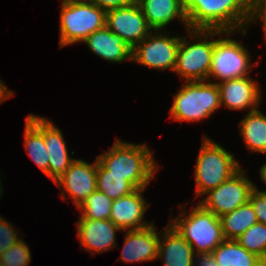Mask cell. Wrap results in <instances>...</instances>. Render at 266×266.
<instances>
[{"label": "cell", "mask_w": 266, "mask_h": 266, "mask_svg": "<svg viewBox=\"0 0 266 266\" xmlns=\"http://www.w3.org/2000/svg\"><path fill=\"white\" fill-rule=\"evenodd\" d=\"M148 25L153 30H164L177 19L188 30L185 2L183 0H136Z\"/></svg>", "instance_id": "19"}, {"label": "cell", "mask_w": 266, "mask_h": 266, "mask_svg": "<svg viewBox=\"0 0 266 266\" xmlns=\"http://www.w3.org/2000/svg\"><path fill=\"white\" fill-rule=\"evenodd\" d=\"M210 255L219 266H255L262 260L236 240H224Z\"/></svg>", "instance_id": "24"}, {"label": "cell", "mask_w": 266, "mask_h": 266, "mask_svg": "<svg viewBox=\"0 0 266 266\" xmlns=\"http://www.w3.org/2000/svg\"><path fill=\"white\" fill-rule=\"evenodd\" d=\"M62 191V199L72 198L78 208L82 202L97 190V158L93 163L75 159L67 171L54 182Z\"/></svg>", "instance_id": "12"}, {"label": "cell", "mask_w": 266, "mask_h": 266, "mask_svg": "<svg viewBox=\"0 0 266 266\" xmlns=\"http://www.w3.org/2000/svg\"><path fill=\"white\" fill-rule=\"evenodd\" d=\"M220 107L219 89L214 81L184 82L174 94L170 117L180 122H198Z\"/></svg>", "instance_id": "6"}, {"label": "cell", "mask_w": 266, "mask_h": 266, "mask_svg": "<svg viewBox=\"0 0 266 266\" xmlns=\"http://www.w3.org/2000/svg\"><path fill=\"white\" fill-rule=\"evenodd\" d=\"M1 180V179H0ZM3 190V187H2V185H1V181H0V197L2 196V191Z\"/></svg>", "instance_id": "37"}, {"label": "cell", "mask_w": 266, "mask_h": 266, "mask_svg": "<svg viewBox=\"0 0 266 266\" xmlns=\"http://www.w3.org/2000/svg\"><path fill=\"white\" fill-rule=\"evenodd\" d=\"M77 237L80 247L87 251L102 253L116 248V231L120 230L110 219L87 220L79 217Z\"/></svg>", "instance_id": "15"}, {"label": "cell", "mask_w": 266, "mask_h": 266, "mask_svg": "<svg viewBox=\"0 0 266 266\" xmlns=\"http://www.w3.org/2000/svg\"><path fill=\"white\" fill-rule=\"evenodd\" d=\"M237 32L241 31L219 30V38L214 39V49L207 81L210 82L211 78L220 82L244 78L249 76L248 73L251 72L253 65L257 66L259 64V61L251 64L252 59L247 48L241 42L231 38V34Z\"/></svg>", "instance_id": "8"}, {"label": "cell", "mask_w": 266, "mask_h": 266, "mask_svg": "<svg viewBox=\"0 0 266 266\" xmlns=\"http://www.w3.org/2000/svg\"><path fill=\"white\" fill-rule=\"evenodd\" d=\"M90 1L106 12L109 10L117 9L122 6L131 5L136 2V0H90Z\"/></svg>", "instance_id": "32"}, {"label": "cell", "mask_w": 266, "mask_h": 266, "mask_svg": "<svg viewBox=\"0 0 266 266\" xmlns=\"http://www.w3.org/2000/svg\"><path fill=\"white\" fill-rule=\"evenodd\" d=\"M253 0H187L185 13L189 29L242 31L247 24Z\"/></svg>", "instance_id": "1"}, {"label": "cell", "mask_w": 266, "mask_h": 266, "mask_svg": "<svg viewBox=\"0 0 266 266\" xmlns=\"http://www.w3.org/2000/svg\"><path fill=\"white\" fill-rule=\"evenodd\" d=\"M31 259L30 247L23 238L0 255L2 266H29Z\"/></svg>", "instance_id": "28"}, {"label": "cell", "mask_w": 266, "mask_h": 266, "mask_svg": "<svg viewBox=\"0 0 266 266\" xmlns=\"http://www.w3.org/2000/svg\"><path fill=\"white\" fill-rule=\"evenodd\" d=\"M97 190L116 200L136 188L123 176L108 175V170L97 160Z\"/></svg>", "instance_id": "25"}, {"label": "cell", "mask_w": 266, "mask_h": 266, "mask_svg": "<svg viewBox=\"0 0 266 266\" xmlns=\"http://www.w3.org/2000/svg\"><path fill=\"white\" fill-rule=\"evenodd\" d=\"M180 41L181 36L153 30L132 49V61L146 68L174 71Z\"/></svg>", "instance_id": "9"}, {"label": "cell", "mask_w": 266, "mask_h": 266, "mask_svg": "<svg viewBox=\"0 0 266 266\" xmlns=\"http://www.w3.org/2000/svg\"><path fill=\"white\" fill-rule=\"evenodd\" d=\"M238 127L250 152L266 154V116L259 109L248 112Z\"/></svg>", "instance_id": "22"}, {"label": "cell", "mask_w": 266, "mask_h": 266, "mask_svg": "<svg viewBox=\"0 0 266 266\" xmlns=\"http://www.w3.org/2000/svg\"><path fill=\"white\" fill-rule=\"evenodd\" d=\"M249 202L254 209L258 222L266 225V190H260L254 184V190L251 192Z\"/></svg>", "instance_id": "30"}, {"label": "cell", "mask_w": 266, "mask_h": 266, "mask_svg": "<svg viewBox=\"0 0 266 266\" xmlns=\"http://www.w3.org/2000/svg\"><path fill=\"white\" fill-rule=\"evenodd\" d=\"M262 20L261 23L264 31V36L266 38V0H253L252 2V11L250 12L249 21L246 29L249 28V25L255 23L256 20Z\"/></svg>", "instance_id": "31"}, {"label": "cell", "mask_w": 266, "mask_h": 266, "mask_svg": "<svg viewBox=\"0 0 266 266\" xmlns=\"http://www.w3.org/2000/svg\"><path fill=\"white\" fill-rule=\"evenodd\" d=\"M153 224L139 229L124 231V245L120 260L125 263H140L157 259L160 232Z\"/></svg>", "instance_id": "16"}, {"label": "cell", "mask_w": 266, "mask_h": 266, "mask_svg": "<svg viewBox=\"0 0 266 266\" xmlns=\"http://www.w3.org/2000/svg\"><path fill=\"white\" fill-rule=\"evenodd\" d=\"M187 32L195 43H190L186 36L181 37L173 72L185 82L207 81L214 38L219 36V30L188 29Z\"/></svg>", "instance_id": "4"}, {"label": "cell", "mask_w": 266, "mask_h": 266, "mask_svg": "<svg viewBox=\"0 0 266 266\" xmlns=\"http://www.w3.org/2000/svg\"><path fill=\"white\" fill-rule=\"evenodd\" d=\"M260 179L266 184V162L265 164L260 168L259 171Z\"/></svg>", "instance_id": "35"}, {"label": "cell", "mask_w": 266, "mask_h": 266, "mask_svg": "<svg viewBox=\"0 0 266 266\" xmlns=\"http://www.w3.org/2000/svg\"><path fill=\"white\" fill-rule=\"evenodd\" d=\"M196 159L195 195L200 198L208 191L217 188L242 167L234 154L205 135Z\"/></svg>", "instance_id": "5"}, {"label": "cell", "mask_w": 266, "mask_h": 266, "mask_svg": "<svg viewBox=\"0 0 266 266\" xmlns=\"http://www.w3.org/2000/svg\"><path fill=\"white\" fill-rule=\"evenodd\" d=\"M257 82L250 76L216 82L221 107L240 111L250 109L249 112L259 109L262 94Z\"/></svg>", "instance_id": "13"}, {"label": "cell", "mask_w": 266, "mask_h": 266, "mask_svg": "<svg viewBox=\"0 0 266 266\" xmlns=\"http://www.w3.org/2000/svg\"><path fill=\"white\" fill-rule=\"evenodd\" d=\"M146 188H138L132 193L113 200L109 219L122 231L144 229L152 222L142 221L149 208L143 197Z\"/></svg>", "instance_id": "14"}, {"label": "cell", "mask_w": 266, "mask_h": 266, "mask_svg": "<svg viewBox=\"0 0 266 266\" xmlns=\"http://www.w3.org/2000/svg\"><path fill=\"white\" fill-rule=\"evenodd\" d=\"M24 146L34 163L48 177V153L42 135V116L29 114L25 120Z\"/></svg>", "instance_id": "21"}, {"label": "cell", "mask_w": 266, "mask_h": 266, "mask_svg": "<svg viewBox=\"0 0 266 266\" xmlns=\"http://www.w3.org/2000/svg\"><path fill=\"white\" fill-rule=\"evenodd\" d=\"M194 266H219V265L214 261L211 255H198L195 258Z\"/></svg>", "instance_id": "33"}, {"label": "cell", "mask_w": 266, "mask_h": 266, "mask_svg": "<svg viewBox=\"0 0 266 266\" xmlns=\"http://www.w3.org/2000/svg\"><path fill=\"white\" fill-rule=\"evenodd\" d=\"M106 27L132 49L153 31L137 2L107 11Z\"/></svg>", "instance_id": "11"}, {"label": "cell", "mask_w": 266, "mask_h": 266, "mask_svg": "<svg viewBox=\"0 0 266 266\" xmlns=\"http://www.w3.org/2000/svg\"><path fill=\"white\" fill-rule=\"evenodd\" d=\"M247 251L266 260V225L257 222L235 239Z\"/></svg>", "instance_id": "27"}, {"label": "cell", "mask_w": 266, "mask_h": 266, "mask_svg": "<svg viewBox=\"0 0 266 266\" xmlns=\"http://www.w3.org/2000/svg\"><path fill=\"white\" fill-rule=\"evenodd\" d=\"M63 132L52 121L42 117V135L48 153V177L55 182L70 167L75 158H70Z\"/></svg>", "instance_id": "17"}, {"label": "cell", "mask_w": 266, "mask_h": 266, "mask_svg": "<svg viewBox=\"0 0 266 266\" xmlns=\"http://www.w3.org/2000/svg\"><path fill=\"white\" fill-rule=\"evenodd\" d=\"M245 174L246 171L240 168L217 188L208 191L207 197L199 204L217 217H221L247 203L254 190V183Z\"/></svg>", "instance_id": "10"}, {"label": "cell", "mask_w": 266, "mask_h": 266, "mask_svg": "<svg viewBox=\"0 0 266 266\" xmlns=\"http://www.w3.org/2000/svg\"><path fill=\"white\" fill-rule=\"evenodd\" d=\"M219 218L225 240L237 239L252 225L258 222L254 209L249 201Z\"/></svg>", "instance_id": "23"}, {"label": "cell", "mask_w": 266, "mask_h": 266, "mask_svg": "<svg viewBox=\"0 0 266 266\" xmlns=\"http://www.w3.org/2000/svg\"><path fill=\"white\" fill-rule=\"evenodd\" d=\"M14 93L13 90L8 89V87L0 80V104L13 97Z\"/></svg>", "instance_id": "34"}, {"label": "cell", "mask_w": 266, "mask_h": 266, "mask_svg": "<svg viewBox=\"0 0 266 266\" xmlns=\"http://www.w3.org/2000/svg\"><path fill=\"white\" fill-rule=\"evenodd\" d=\"M113 200L96 190L77 208L87 220L109 219Z\"/></svg>", "instance_id": "26"}, {"label": "cell", "mask_w": 266, "mask_h": 266, "mask_svg": "<svg viewBox=\"0 0 266 266\" xmlns=\"http://www.w3.org/2000/svg\"><path fill=\"white\" fill-rule=\"evenodd\" d=\"M255 266H266V260H261L257 265Z\"/></svg>", "instance_id": "36"}, {"label": "cell", "mask_w": 266, "mask_h": 266, "mask_svg": "<svg viewBox=\"0 0 266 266\" xmlns=\"http://www.w3.org/2000/svg\"><path fill=\"white\" fill-rule=\"evenodd\" d=\"M18 233L11 222L0 216V255L21 239Z\"/></svg>", "instance_id": "29"}, {"label": "cell", "mask_w": 266, "mask_h": 266, "mask_svg": "<svg viewBox=\"0 0 266 266\" xmlns=\"http://www.w3.org/2000/svg\"><path fill=\"white\" fill-rule=\"evenodd\" d=\"M162 231L157 259L162 260L163 266H194L197 255L192 246L169 222Z\"/></svg>", "instance_id": "18"}, {"label": "cell", "mask_w": 266, "mask_h": 266, "mask_svg": "<svg viewBox=\"0 0 266 266\" xmlns=\"http://www.w3.org/2000/svg\"><path fill=\"white\" fill-rule=\"evenodd\" d=\"M185 206V207H184ZM183 210L169 223L192 246L195 254L210 255L224 240L220 218L199 203L186 214Z\"/></svg>", "instance_id": "3"}, {"label": "cell", "mask_w": 266, "mask_h": 266, "mask_svg": "<svg viewBox=\"0 0 266 266\" xmlns=\"http://www.w3.org/2000/svg\"><path fill=\"white\" fill-rule=\"evenodd\" d=\"M146 144L127 143L117 138L111 149L96 156L108 175L123 176L136 189L146 188L159 169Z\"/></svg>", "instance_id": "2"}, {"label": "cell", "mask_w": 266, "mask_h": 266, "mask_svg": "<svg viewBox=\"0 0 266 266\" xmlns=\"http://www.w3.org/2000/svg\"><path fill=\"white\" fill-rule=\"evenodd\" d=\"M60 12V48L83 42L106 26V11L90 0L61 2Z\"/></svg>", "instance_id": "7"}, {"label": "cell", "mask_w": 266, "mask_h": 266, "mask_svg": "<svg viewBox=\"0 0 266 266\" xmlns=\"http://www.w3.org/2000/svg\"><path fill=\"white\" fill-rule=\"evenodd\" d=\"M84 44L105 61L121 63L132 61V48L119 36L111 32L106 26L89 35Z\"/></svg>", "instance_id": "20"}]
</instances>
